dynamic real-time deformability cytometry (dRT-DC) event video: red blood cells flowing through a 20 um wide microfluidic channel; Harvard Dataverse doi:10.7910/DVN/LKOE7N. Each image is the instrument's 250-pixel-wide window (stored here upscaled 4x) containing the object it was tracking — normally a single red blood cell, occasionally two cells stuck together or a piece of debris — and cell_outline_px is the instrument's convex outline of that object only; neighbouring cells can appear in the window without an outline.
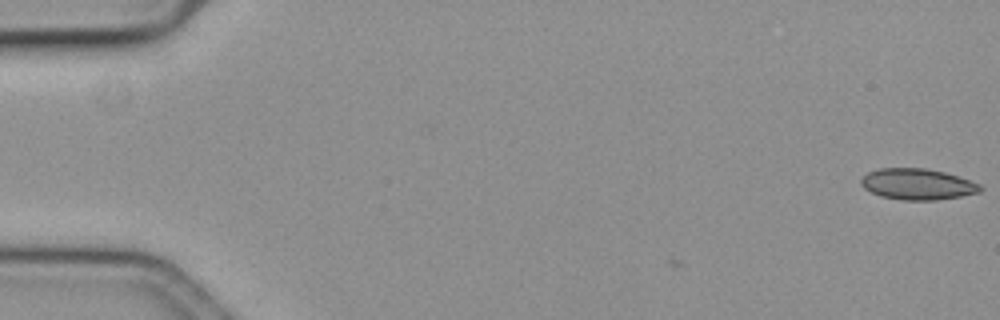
{"species": "common noctule bat (a hibernating species)", "species_latin": "Nyctalus noctula", "temperature_condition": "cold", "stored_images_in_passage": 2, "camera_frame_rate_fps": 3000, "um_per_image_px": 0.085, "animal": {"sex": "female", "body_mass_g": 19.3, "forearm_length_mm": 54.1}, "frame": {"image": 1, "passage_image": 2, "time_ms": 0.333, "image_size_px": [1000, 320], "cell_outline_px": [[984, 188], [980, 192], [960, 196], [936, 200], [900, 200], [880, 196], [864, 188], [860, 184], [860, 180], [868, 172], [880, 168], [924, 168], [944, 172], [980, 184]], "centroid_in_image_um": [77.97, 15.66], "position_along_channel_um": 7.0, "area_um2": 21.5}}